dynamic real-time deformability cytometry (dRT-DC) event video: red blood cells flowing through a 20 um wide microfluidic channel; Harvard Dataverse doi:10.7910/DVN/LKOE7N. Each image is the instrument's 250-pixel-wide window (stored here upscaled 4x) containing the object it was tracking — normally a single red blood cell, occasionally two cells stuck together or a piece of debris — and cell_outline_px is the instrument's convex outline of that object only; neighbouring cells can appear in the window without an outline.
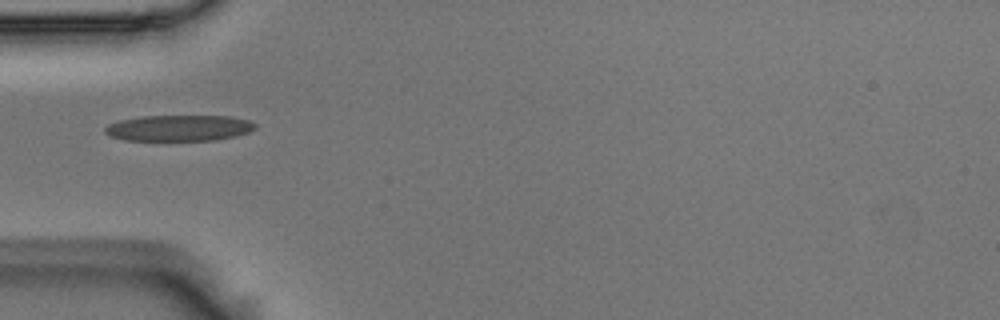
{"species": "Egyptian fruit bat (a non-hibernating species)", "species_latin": "Rousettus aegyptiacus", "temperature_condition": "room temperature", "stored_images_in_passage": 1, "camera_frame_rate_fps": 3000, "um_per_image_px": 0.085, "animal": {"sex": "male"}, "frame": {"image": 1, "passage_image": 1, "time_ms": 0.0, "image_size_px": [1000, 320], "cell_outline_px": [[256, 128], [248, 132], [216, 140], [124, 140], [108, 136], [104, 132], [104, 128], [108, 124], [120, 120], [140, 116], [228, 116], [248, 120], [256, 124]], "centroid_in_image_um": [15.16, 10.88], "position_along_channel_um": 69.8, "area_um2": 22.72}}